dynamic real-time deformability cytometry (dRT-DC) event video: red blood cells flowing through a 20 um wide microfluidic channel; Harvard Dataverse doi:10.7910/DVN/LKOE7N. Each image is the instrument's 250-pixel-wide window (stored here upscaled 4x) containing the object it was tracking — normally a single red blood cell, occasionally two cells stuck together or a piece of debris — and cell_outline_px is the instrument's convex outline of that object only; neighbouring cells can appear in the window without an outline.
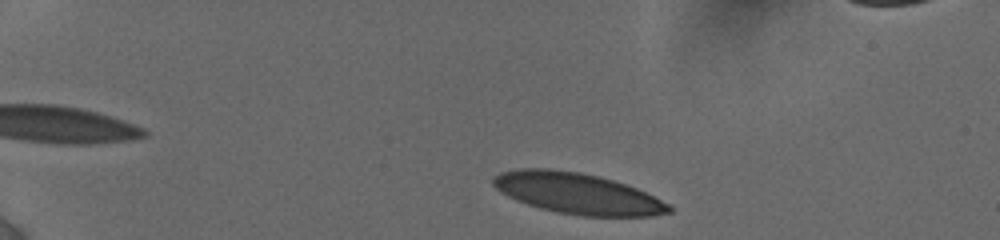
{"species": "human", "species_latin": "Homo sapiens", "temperature_condition": "cold", "stored_images_in_passage": 8, "camera_frame_rate_fps": 3000, "um_per_image_px": 0.085, "donor": {"sex": "female"}, "frame": {"image": 1, "passage_image": 1, "time_ms": 0.0, "image_size_px": [1000, 240], "cell_outline_px": [[672, 212], [652, 216], [584, 216], [556, 212], [540, 208], [516, 200], [500, 192], [492, 184], [492, 176], [500, 172], [520, 168], [548, 168], [580, 172], [600, 176], [636, 188], [668, 204], [672, 208]], "centroid_in_image_um": [49.03, 16.43], "position_along_channel_um": 36.0, "area_um2": 41.85}}
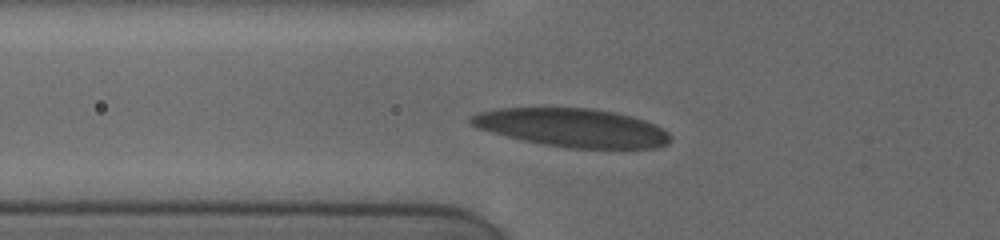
{"frame": {"image": 2, "passage_image": 6, "time_ms": 3.333, "image_size_px": [1000, 240], "cell_outline_px": [[672, 140], [668, 144], [656, 148], [568, 148], [520, 140], [476, 128], [468, 124], [468, 116], [476, 112], [496, 108], [592, 108], [616, 112], [632, 116], [656, 124], [664, 128], [672, 136]], "centroid_in_image_um": [48.63, 10.85], "position_along_channel_um": 77.2, "area_um2": 45.32}}
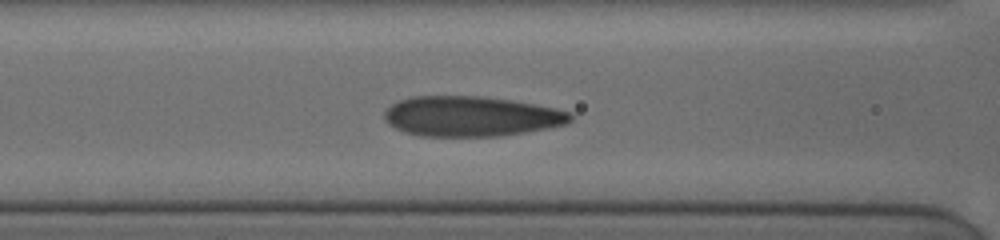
{"frame": {"image": 3, "passage_image": 8, "time_ms": 4.667, "image_size_px": [1000, 240], "cell_outline_px": [[572, 120], [568, 124], [548, 128], [500, 136], [420, 136], [404, 132], [388, 124], [384, 120], [384, 112], [392, 104], [400, 100], [412, 96], [480, 96], [512, 100], [556, 108], [572, 112]], "centroid_in_image_um": [40.05, 9.89], "position_along_channel_um": 126.5, "area_um2": 43.7}}